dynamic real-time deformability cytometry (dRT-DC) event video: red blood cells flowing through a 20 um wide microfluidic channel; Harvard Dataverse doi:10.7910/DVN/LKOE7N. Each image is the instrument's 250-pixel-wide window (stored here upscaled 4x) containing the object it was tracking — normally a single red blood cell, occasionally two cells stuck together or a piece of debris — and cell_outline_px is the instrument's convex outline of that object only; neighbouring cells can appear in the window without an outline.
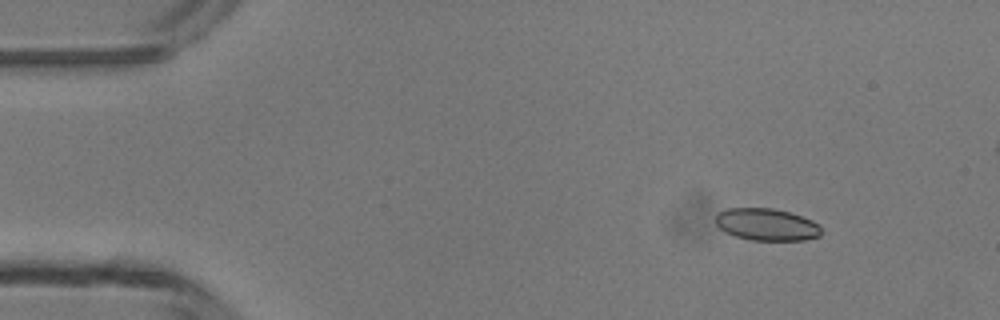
{"species": "common noctule bat (a hibernating species)", "species_latin": "Nyctalus noctula", "temperature_condition": "room temperature", "stored_images_in_passage": 5, "camera_frame_rate_fps": 3000, "um_per_image_px": 0.085, "animal": {"sex": "male", "body_mass_g": 13.3}, "frame": {"image": 1, "passage_image": 2, "time_ms": 1.333, "image_size_px": [1000, 320], "cell_outline_px": [[820, 236], [804, 240], [752, 240], [736, 236], [724, 232], [716, 224], [716, 212], [728, 208], [772, 208], [792, 212], [812, 220], [820, 224]], "centroid_in_image_um": [65.16, 19.07], "position_along_channel_um": 19.8, "area_um2": 19.94}}
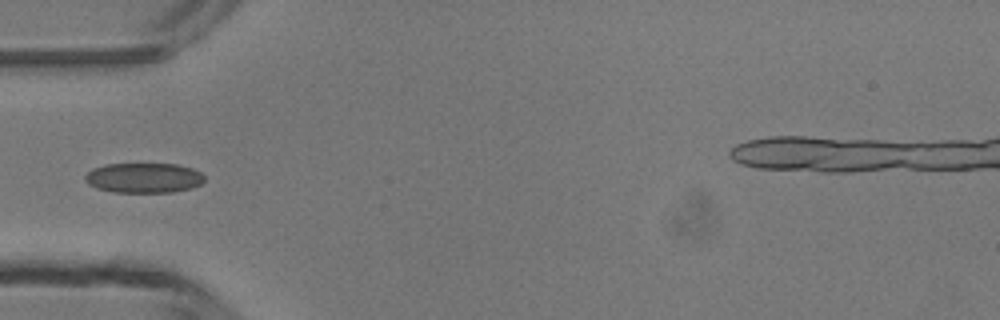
{"frame": {"image": 2, "passage_image": 5, "time_ms": 4.667, "image_size_px": [1000, 320], "cell_outline_px": [[204, 180], [200, 184], [192, 188], [172, 192], [112, 192], [96, 188], [88, 184], [84, 180], [84, 176], [92, 168], [104, 164], [176, 164], [192, 168], [200, 172], [204, 176]], "centroid_in_image_um": [12.19, 15.12], "position_along_channel_um": 72.8, "area_um2": 20.98}}